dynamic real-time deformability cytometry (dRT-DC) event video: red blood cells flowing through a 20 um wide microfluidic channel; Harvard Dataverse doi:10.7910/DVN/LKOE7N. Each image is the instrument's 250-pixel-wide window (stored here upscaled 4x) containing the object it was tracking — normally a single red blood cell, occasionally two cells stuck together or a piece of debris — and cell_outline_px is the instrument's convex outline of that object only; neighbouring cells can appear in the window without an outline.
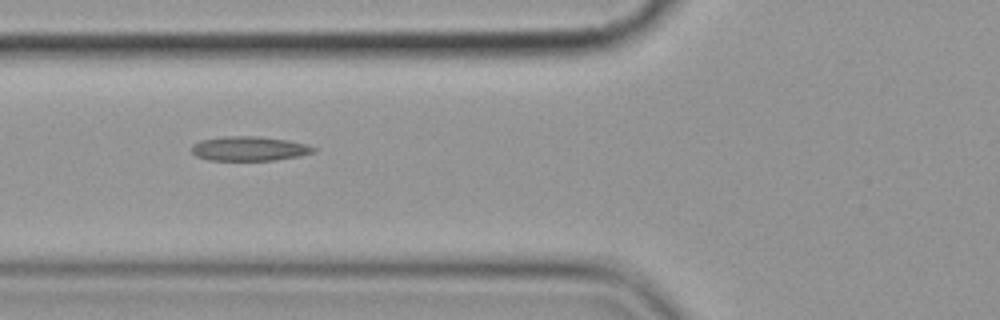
{"species": "common noctule bat (a hibernating species)", "species_latin": "Nyctalus noctula", "temperature_condition": "cold", "stored_images_in_passage": 6, "camera_frame_rate_fps": 3000, "um_per_image_px": 0.085, "animal": {"sex": "female", "body_mass_g": 19.9}, "frame": {"image": 1, "passage_image": 6, "time_ms": 6.0, "image_size_px": [1000, 320], "cell_outline_px": [[316, 148], [312, 152], [300, 156], [276, 160], [208, 160], [196, 156], [192, 152], [192, 144], [200, 140], [224, 136], [260, 136], [288, 140], [308, 144]], "centroid_in_image_um": [21.18, 12.62], "position_along_channel_um": 104.6, "area_um2": 17.46}}